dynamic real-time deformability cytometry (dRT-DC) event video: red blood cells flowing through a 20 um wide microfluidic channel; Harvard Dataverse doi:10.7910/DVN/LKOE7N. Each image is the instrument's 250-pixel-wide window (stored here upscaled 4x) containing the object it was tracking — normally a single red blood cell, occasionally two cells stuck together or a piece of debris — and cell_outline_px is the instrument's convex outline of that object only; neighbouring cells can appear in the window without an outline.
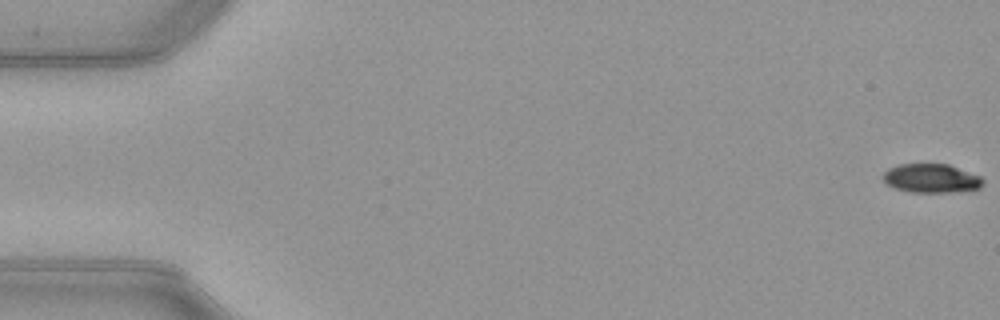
{"species": "common noctule bat (a hibernating species)", "species_latin": "Nyctalus noctula", "temperature_condition": "warm", "stored_images_in_passage": 52, "camera_frame_rate_fps": 3000, "um_per_image_px": 0.085, "animal": {"sex": "female", "body_mass_g": 21.9}, "frame": {"image": 1, "passage_image": 1, "time_ms": 0.0, "image_size_px": [1000, 320], "cell_outline_px": [[984, 184], [980, 188], [952, 192], [912, 192], [896, 188], [888, 184], [884, 180], [884, 172], [888, 168], [900, 164], [948, 164], [980, 176], [984, 180]], "centroid_in_image_um": [79.19, 15.15], "position_along_channel_um": 5.8, "area_um2": 16.65}}
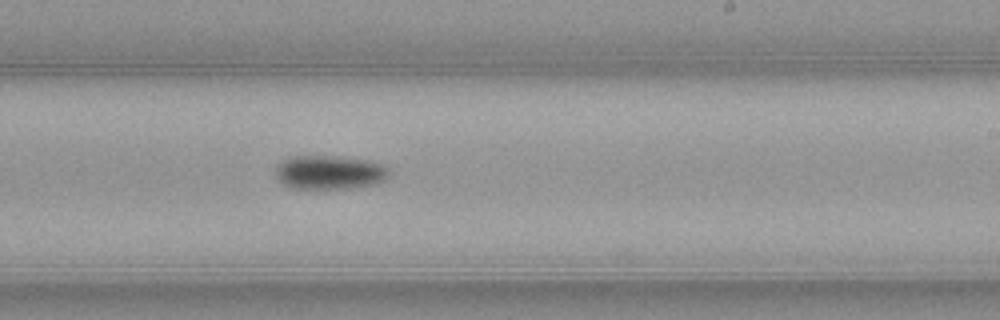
{"frame": {"image": 2, "passage_image": 32, "time_ms": 10.333, "image_size_px": [1000, 320], "cell_outline_px": [[388, 176], [384, 180], [376, 184], [348, 188], [292, 188], [284, 184], [276, 176], [276, 164], [280, 160], [296, 156], [336, 156], [364, 160], [384, 164], [388, 168]], "centroid_in_image_um": [28.0, 14.64], "position_along_channel_um": 261.0, "area_um2": 22.31}}
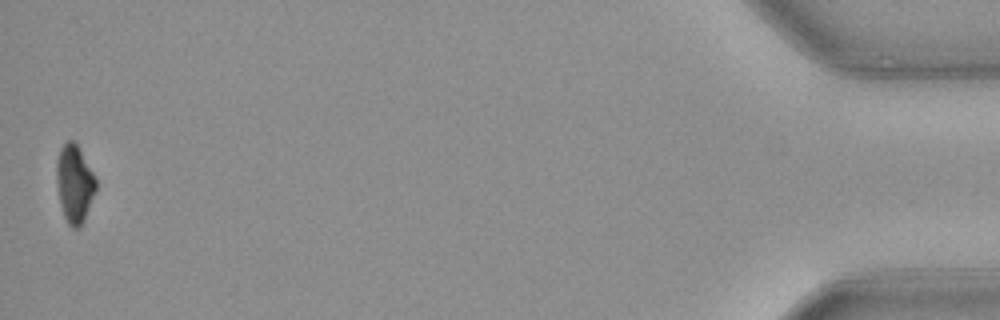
{"frame": {"image": 3, "passage_image": 52, "time_ms": 17.0, "image_size_px": [1000, 320], "cell_outline_px": [[96, 192], [84, 220], [80, 228], [72, 228], [68, 224], [64, 216], [60, 204], [56, 180], [56, 160], [60, 148], [68, 140], [72, 140], [80, 148], [96, 176]], "centroid_in_image_um": [6.34, 15.61], "position_along_channel_um": 428.9, "area_um2": 18.15}, "authors_computed_cell_mechanics": {"area_um2": 19.6809, "velocity_mm_per_s": 4.0045, "shape_relaxation_time_tau1_ms": 3.5979, "shape_relaxation_time_tau2_ms": null, "deformation_change_tau1": 0.1262, "deformation_change_tau2": null}}